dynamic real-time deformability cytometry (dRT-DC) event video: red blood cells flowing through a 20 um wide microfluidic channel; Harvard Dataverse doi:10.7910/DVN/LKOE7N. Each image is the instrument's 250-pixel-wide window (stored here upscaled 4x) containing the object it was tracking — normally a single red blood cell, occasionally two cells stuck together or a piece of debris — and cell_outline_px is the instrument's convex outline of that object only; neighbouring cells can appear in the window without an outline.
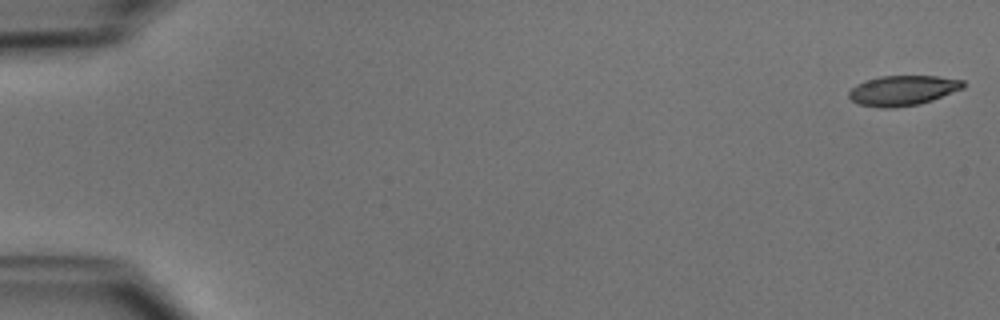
{"species": "common noctule bat (a hibernating species)", "species_latin": "Nyctalus noctula", "temperature_condition": "cold", "stored_images_in_passage": 10, "camera_frame_rate_fps": 3000, "um_per_image_px": 0.085, "animal": {"sex": "male", "body_mass_g": 15.6}, "frame": {"image": 1, "passage_image": 1, "time_ms": 0.0, "image_size_px": [1000, 320], "cell_outline_px": [[968, 84], [964, 88], [932, 100], [920, 104], [896, 108], [880, 108], [860, 104], [852, 100], [848, 96], [848, 92], [856, 84], [880, 76], [936, 76], [964, 80]], "centroid_in_image_um": [76.77, 7.69], "position_along_channel_um": 8.2, "area_um2": 20.11}}